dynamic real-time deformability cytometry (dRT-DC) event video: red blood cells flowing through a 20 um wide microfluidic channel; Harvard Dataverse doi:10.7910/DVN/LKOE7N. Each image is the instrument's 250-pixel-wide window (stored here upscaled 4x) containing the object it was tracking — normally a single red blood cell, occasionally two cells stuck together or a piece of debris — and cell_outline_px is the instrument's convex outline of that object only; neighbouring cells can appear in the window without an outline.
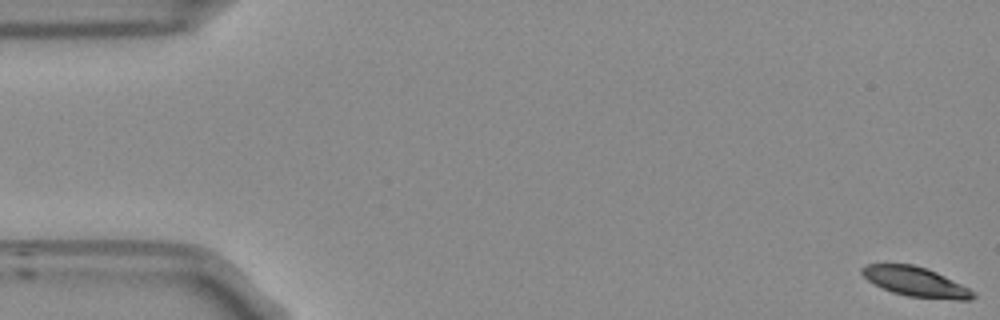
{"species": "Egyptian fruit bat (a non-hibernating species)", "species_latin": "Rousettus aegyptiacus", "temperature_condition": "room temperature", "stored_images_in_passage": 17, "camera_frame_rate_fps": 3000, "um_per_image_px": 0.085, "frame": {"image": 1, "passage_image": 1, "time_ms": 0.0, "image_size_px": [1000, 320], "cell_outline_px": [[976, 296], [972, 300], [956, 300], [908, 296], [892, 292], [868, 280], [860, 272], [860, 268], [868, 264], [912, 264], [936, 272], [976, 292]], "centroid_in_image_um": [77.85, 23.96], "position_along_channel_um": 7.2, "area_um2": 18.9}}
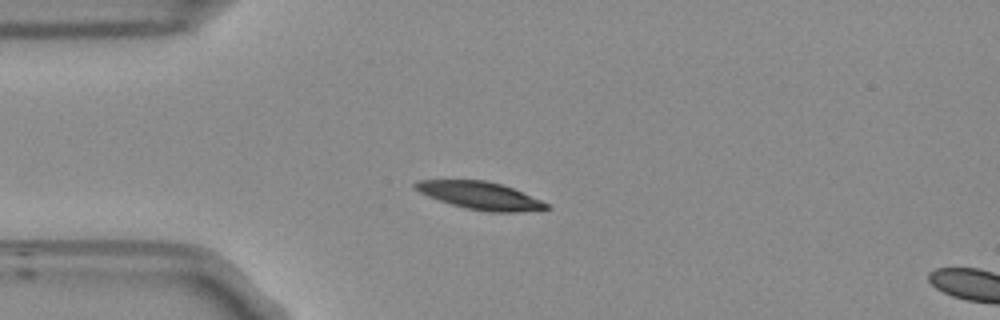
{"frame": {"image": 2, "passage_image": 14, "time_ms": 4.333, "image_size_px": [1000, 320], "cell_outline_px": [[548, 208], [520, 212], [488, 212], [464, 208], [428, 196], [412, 188], [412, 184], [416, 180], [484, 180], [500, 184], [512, 188], [540, 200], [548, 204]], "centroid_in_image_um": [40.74, 16.62], "position_along_channel_um": 44.3, "area_um2": 20.87}}